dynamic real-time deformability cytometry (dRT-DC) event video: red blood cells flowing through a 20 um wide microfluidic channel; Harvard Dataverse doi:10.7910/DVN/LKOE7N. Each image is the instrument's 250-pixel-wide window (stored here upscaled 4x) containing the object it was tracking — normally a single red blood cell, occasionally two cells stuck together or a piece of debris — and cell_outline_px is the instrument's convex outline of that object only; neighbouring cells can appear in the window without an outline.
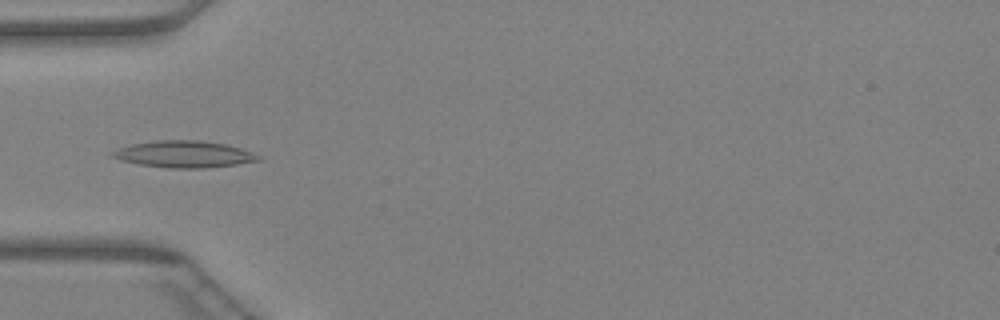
{"species": "Egyptian fruit bat (a non-hibernating species)", "species_latin": "Rousettus aegyptiacus", "temperature_condition": "warm", "stored_images_in_passage": 46, "camera_frame_rate_fps": 3000, "um_per_image_px": 0.085, "animal": {"sex": "female"}, "frame": {"image": 1, "passage_image": 15, "time_ms": 4.667, "image_size_px": [1000, 320], "cell_outline_px": [[264, 156], [260, 160], [236, 164], [204, 168], [168, 168], [140, 164], [120, 160], [112, 156], [112, 152], [128, 144], [156, 140], [200, 140], [224, 144], [240, 148]], "centroid_in_image_um": [15.66, 13.1], "position_along_channel_um": 69.3, "area_um2": 22.66}}
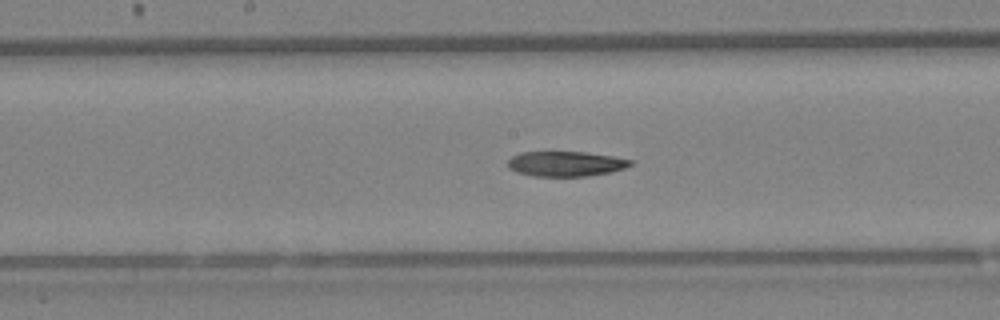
{"frame": {"image": 2, "passage_image": 24, "time_ms": 7.667, "image_size_px": [1000, 320], "cell_outline_px": [[632, 164], [624, 168], [608, 172], [588, 176], [532, 176], [516, 172], [508, 168], [508, 160], [512, 156], [520, 152], [552, 148], [584, 152], [612, 156], [632, 160]], "centroid_in_image_um": [47.98, 13.87], "position_along_channel_um": 200.2, "area_um2": 18.73}}
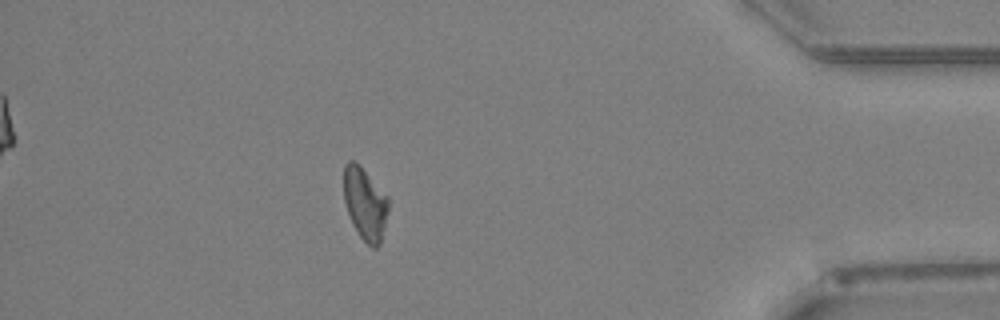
{"frame": {"image": 3, "passage_image": 41, "time_ms": 13.333, "image_size_px": [1000, 320], "cell_outline_px": [[388, 212], [380, 244], [376, 248], [372, 248], [360, 236], [352, 224], [344, 200], [344, 164], [348, 160], [352, 160], [388, 196]], "centroid_in_image_um": [31.03, 17.36], "position_along_channel_um": 404.2, "area_um2": 18.38}}